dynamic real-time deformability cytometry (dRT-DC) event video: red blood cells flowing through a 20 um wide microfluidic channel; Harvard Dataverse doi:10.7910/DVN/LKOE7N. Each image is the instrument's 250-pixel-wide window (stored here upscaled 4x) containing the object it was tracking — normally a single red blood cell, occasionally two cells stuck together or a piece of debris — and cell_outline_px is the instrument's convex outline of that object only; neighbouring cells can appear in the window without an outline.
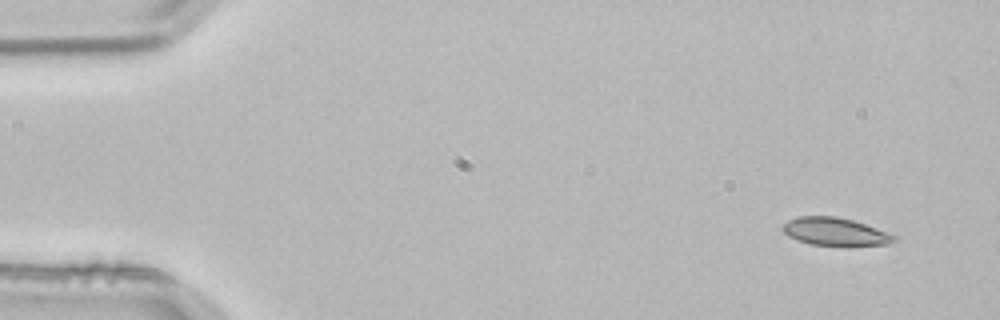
{"species": "common noctule bat (a hibernating species)", "species_latin": "Nyctalus noctula", "temperature_condition": "room temperature", "stored_images_in_passage": 3, "camera_frame_rate_fps": 3000, "um_per_image_px": 0.085, "animal": {"sex": "male", "body_mass_g": 21.5, "forearm_length_mm": 52.0}, "frame": {"image": 1, "passage_image": 1, "time_ms": 0.0, "image_size_px": [1000, 320], "cell_outline_px": [[896, 240], [888, 244], [848, 248], [844, 248], [812, 244], [788, 236], [780, 228], [788, 220], [800, 216], [836, 216], [852, 220], [892, 232], [896, 236]], "centroid_in_image_um": [71.07, 19.73], "position_along_channel_um": 13.9, "area_um2": 18.84}}
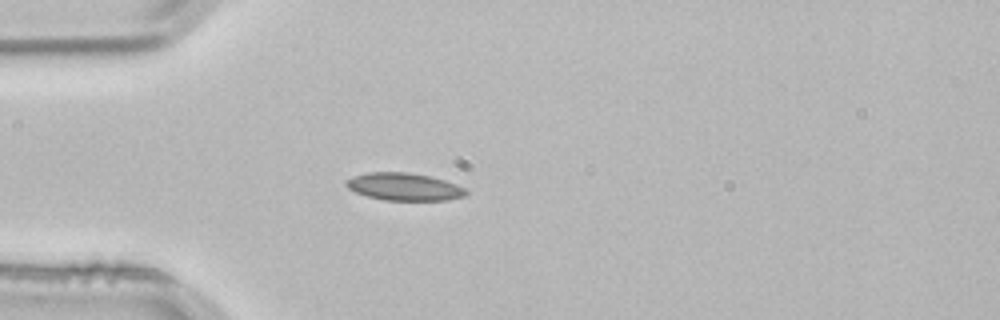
{"frame": {"image": 2, "passage_image": 3, "time_ms": 0.667, "image_size_px": [1000, 320], "cell_outline_px": [[468, 192], [464, 196], [448, 200], [384, 200], [368, 196], [356, 192], [348, 188], [344, 184], [344, 180], [352, 176], [368, 172], [408, 172], [428, 176], [444, 180], [456, 184], [464, 188]], "centroid_in_image_um": [34.31, 15.87], "position_along_channel_um": 50.7, "area_um2": 19.19}}